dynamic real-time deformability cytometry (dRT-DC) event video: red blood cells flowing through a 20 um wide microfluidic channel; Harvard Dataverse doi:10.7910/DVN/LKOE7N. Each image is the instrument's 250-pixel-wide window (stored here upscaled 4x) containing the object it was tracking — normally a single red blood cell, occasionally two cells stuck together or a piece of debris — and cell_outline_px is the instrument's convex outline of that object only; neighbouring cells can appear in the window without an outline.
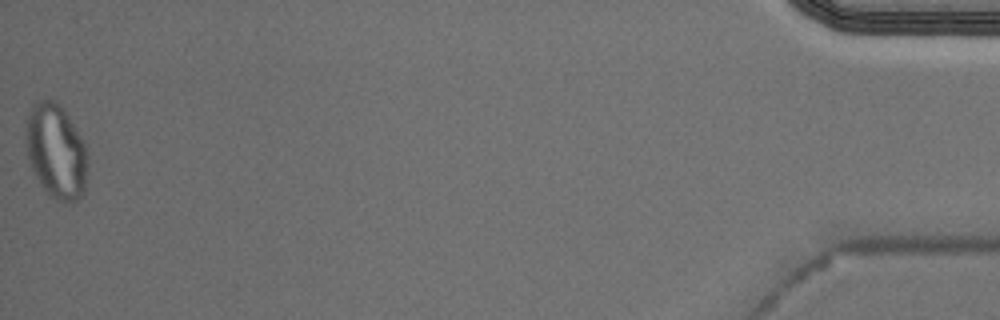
{"species": "Egyptian fruit bat (a non-hibernating species)", "species_latin": "Rousettus aegyptiacus", "temperature_condition": "cold", "stored_images_in_passage": 53, "camera_frame_rate_fps": 3000, "um_per_image_px": 0.085, "animal": {"sex": "male"}, "frame": {"image": 1, "passage_image": 53, "time_ms": 17.333, "image_size_px": [1000, 320], "cell_outline_px": [[88, 164], [84, 192], [72, 204], [56, 200], [48, 196], [40, 184], [32, 168], [28, 156], [24, 140], [24, 128], [28, 112], [32, 104], [36, 100], [52, 100], [64, 108], [76, 128], [88, 152]], "centroid_in_image_um": [4.75, 12.86], "position_along_channel_um": 430.4, "area_um2": 34.74}, "authors_computed_cell_mechanics": {"area_um2": 21.097, "velocity_mm_per_s": 3.6674, "shape_relaxation_time_tau1_ms": null, "shape_relaxation_time_tau2_ms": 2.1838, "deformation_change_tau1": null, "deformation_change_tau2": 0.0633}}